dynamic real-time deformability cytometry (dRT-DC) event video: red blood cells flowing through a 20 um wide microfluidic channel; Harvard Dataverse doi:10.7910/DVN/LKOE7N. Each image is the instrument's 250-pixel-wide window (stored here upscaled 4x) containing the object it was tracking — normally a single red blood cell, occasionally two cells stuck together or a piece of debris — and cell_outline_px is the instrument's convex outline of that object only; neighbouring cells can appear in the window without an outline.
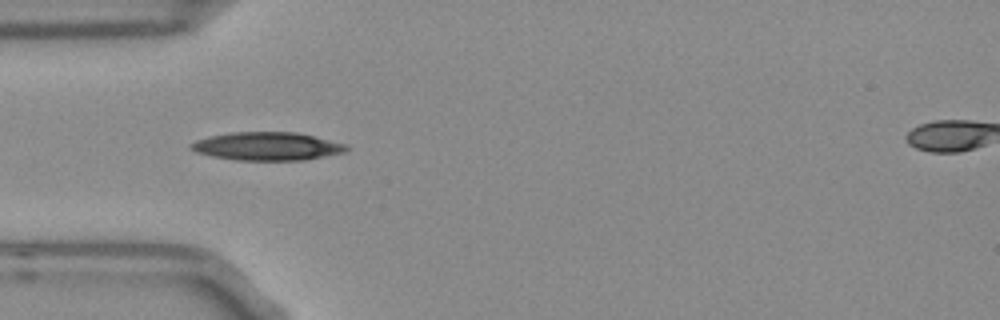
{"species": "Egyptian fruit bat (a non-hibernating species)", "species_latin": "Rousettus aegyptiacus", "temperature_condition": "room temperature", "stored_images_in_passage": 23, "camera_frame_rate_fps": 3000, "um_per_image_px": 0.085, "frame": {"image": 1, "passage_image": 1, "time_ms": 0.0, "image_size_px": [1000, 320], "cell_outline_px": [[348, 152], [304, 160], [236, 160], [212, 156], [196, 152], [188, 148], [188, 144], [196, 140], [212, 136], [232, 132], [296, 132], [348, 144]], "centroid_in_image_um": [22.73, 12.43], "position_along_channel_um": 62.3, "area_um2": 25.66}}
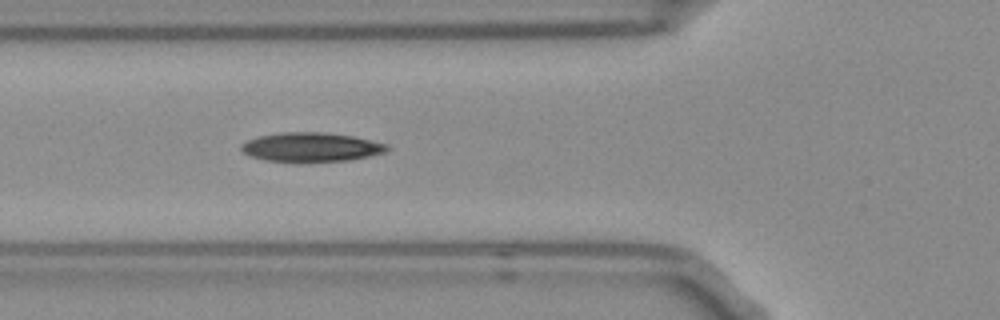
{"frame": {"image": 2, "passage_image": 4, "time_ms": 1.0, "image_size_px": [1000, 320], "cell_outline_px": [[388, 148], [384, 152], [368, 156], [348, 160], [304, 164], [292, 164], [264, 160], [252, 156], [244, 152], [240, 148], [240, 144], [248, 140], [260, 136], [280, 132], [324, 132], [352, 136], [388, 144]], "centroid_in_image_um": [26.4, 12.54], "position_along_channel_um": 99.4, "area_um2": 25.37}}